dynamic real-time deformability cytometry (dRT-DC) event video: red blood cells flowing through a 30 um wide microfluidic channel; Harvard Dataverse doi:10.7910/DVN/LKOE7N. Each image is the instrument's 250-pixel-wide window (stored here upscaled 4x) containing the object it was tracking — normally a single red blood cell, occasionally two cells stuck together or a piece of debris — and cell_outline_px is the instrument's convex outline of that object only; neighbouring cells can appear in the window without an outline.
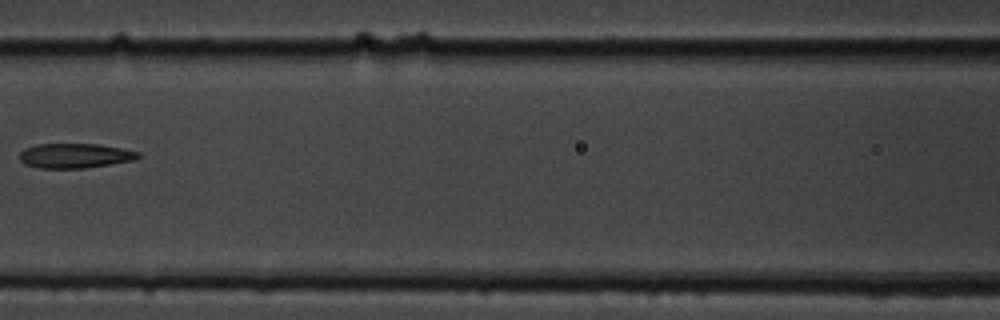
{"species": "common noctule bat (a hibernating species)", "species_latin": "Nyctalus noctula", "temperature_condition": "cold", "stored_images_in_passage": 5, "camera_frame_rate_fps": 3000, "um_per_image_px": 0.085, "animal": {"sex": "male", "body_mass_g": 19.5, "forearm_length_mm": 54.6}, "frame": {"image": 1, "passage_image": 5, "time_ms": 4.667, "image_size_px": [1000, 320], "cell_outline_px": [[140, 156], [132, 160], [84, 168], [40, 168], [24, 164], [20, 160], [20, 152], [24, 148], [36, 144], [96, 144], [120, 148], [140, 152]], "centroid_in_image_um": [6.31, 13.23], "position_along_channel_um": 160.3, "area_um2": 16.88}}